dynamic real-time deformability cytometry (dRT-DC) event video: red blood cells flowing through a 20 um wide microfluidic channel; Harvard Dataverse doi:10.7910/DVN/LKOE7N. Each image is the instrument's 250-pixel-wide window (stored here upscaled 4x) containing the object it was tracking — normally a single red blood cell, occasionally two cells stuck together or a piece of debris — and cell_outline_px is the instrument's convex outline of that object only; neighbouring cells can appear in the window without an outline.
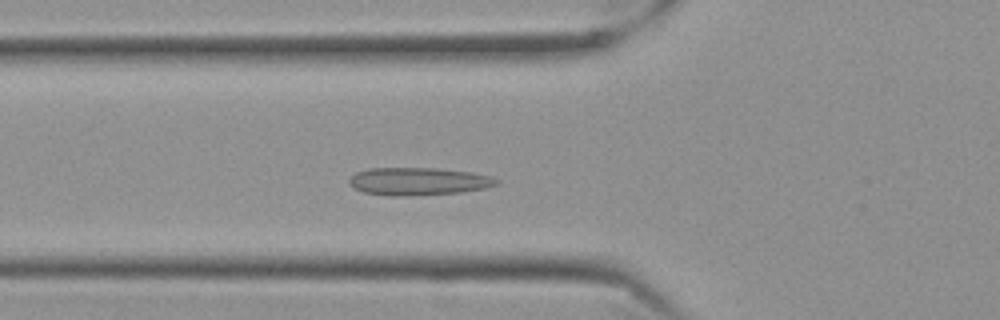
{"species": "Egyptian fruit bat (a non-hibernating species)", "species_latin": "Rousettus aegyptiacus", "temperature_condition": "cold", "stored_images_in_passage": 50, "camera_frame_rate_fps": 3000, "um_per_image_px": 0.085, "frame": {"image": 1, "passage_image": 13, "time_ms": 4.0, "image_size_px": [1000, 320], "cell_outline_px": [[500, 184], [484, 188], [460, 192], [408, 196], [388, 196], [364, 192], [352, 188], [348, 184], [348, 180], [356, 172], [368, 168], [436, 168], [472, 172], [492, 176], [500, 180]], "centroid_in_image_um": [35.55, 15.41], "position_along_channel_um": 90.2, "area_um2": 24.04}}
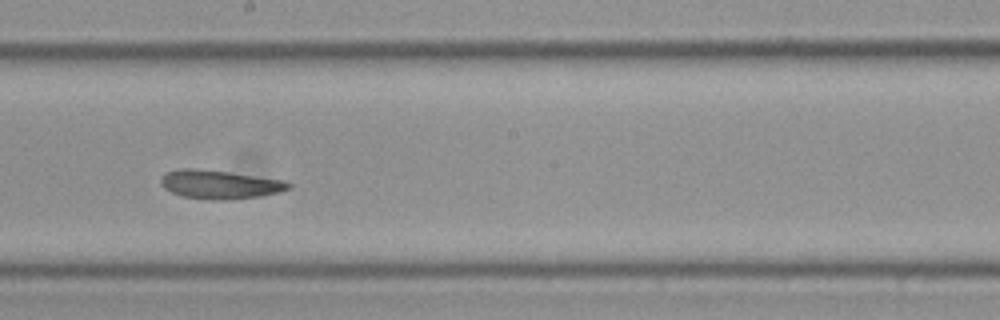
{"frame": {"image": 2, "passage_image": 25, "time_ms": 8.0, "image_size_px": [1000, 320], "cell_outline_px": [[292, 188], [280, 192], [232, 200], [208, 200], [180, 196], [164, 188], [160, 184], [160, 176], [164, 172], [184, 168], [192, 168], [228, 172], [284, 180], [292, 184]], "centroid_in_image_um": [18.64, 15.68], "position_along_channel_um": 229.6, "area_um2": 21.5}}
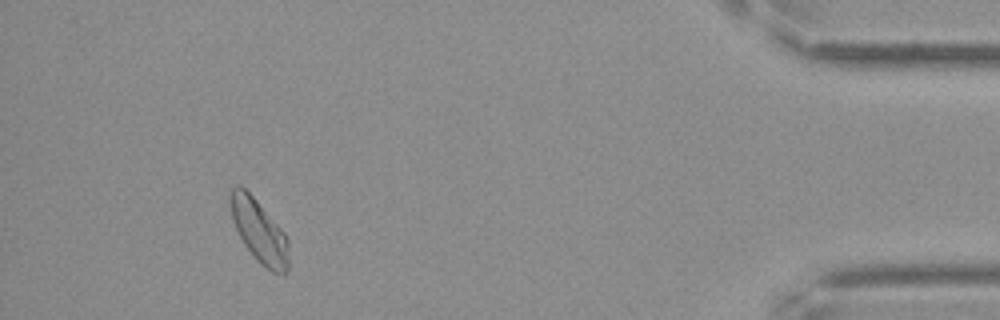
{"frame": {"image": 3, "passage_image": 46, "time_ms": 15.0, "image_size_px": [1000, 320], "cell_outline_px": [[288, 272], [284, 276], [272, 272], [256, 260], [244, 244], [236, 228], [232, 216], [232, 188], [236, 184], [240, 184], [256, 200], [284, 232], [288, 240]], "centroid_in_image_um": [22.07, 19.71], "position_along_channel_um": 413.1, "area_um2": 20.92}, "authors_computed_cell_mechanics": {"area_um2": 21.5016, "velocity_mm_per_s": 3.4658, "shape_relaxation_time_tau1_ms": null, "shape_relaxation_time_tau2_ms": 1.4418, "deformation_change_tau1": null, "deformation_change_tau2": 0.059}}